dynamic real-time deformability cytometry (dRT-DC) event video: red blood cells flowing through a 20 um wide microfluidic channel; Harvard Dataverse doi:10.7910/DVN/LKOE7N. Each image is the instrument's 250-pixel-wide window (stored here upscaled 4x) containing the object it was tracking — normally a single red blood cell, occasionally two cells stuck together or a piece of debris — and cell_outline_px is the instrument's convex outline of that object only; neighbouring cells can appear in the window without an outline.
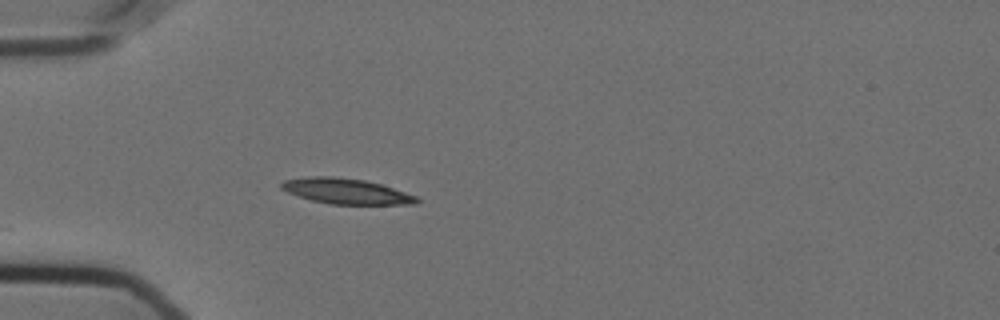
{"species": "Egyptian fruit bat (a non-hibernating species)", "species_latin": "Rousettus aegyptiacus", "temperature_condition": "cold", "stored_images_in_passage": 28, "camera_frame_rate_fps": 3000, "um_per_image_px": 0.085, "animal": {"sex": "female"}, "frame": {"image": 1, "passage_image": 1, "time_ms": 0.0, "image_size_px": [1000, 320], "cell_outline_px": [[420, 200], [416, 204], [332, 204], [312, 200], [288, 192], [280, 188], [280, 184], [284, 180], [308, 176], [332, 176], [364, 180], [380, 184], [416, 196]], "centroid_in_image_um": [29.4, 16.24], "position_along_channel_um": 55.6, "area_um2": 19.83}}
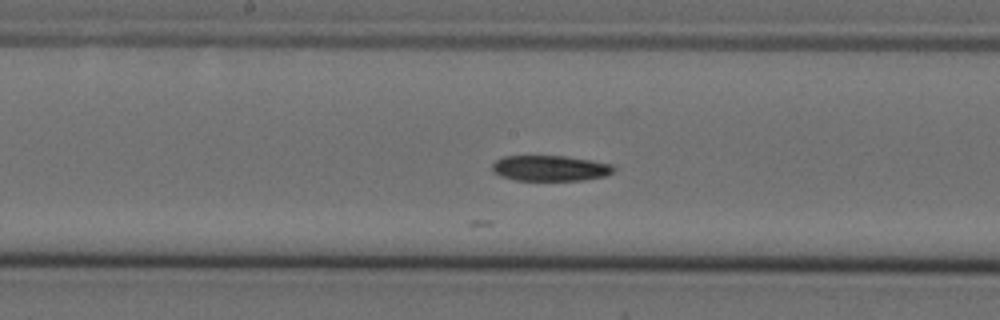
{"frame": {"image": 2, "passage_image": 14, "time_ms": 4.333, "image_size_px": [1000, 320], "cell_outline_px": [[616, 168], [612, 172], [604, 176], [584, 180], [516, 180], [500, 176], [492, 172], [492, 164], [496, 160], [504, 156], [564, 156], [592, 160], [612, 164]], "centroid_in_image_um": [46.75, 14.29], "position_along_channel_um": 201.4, "area_um2": 18.15}}
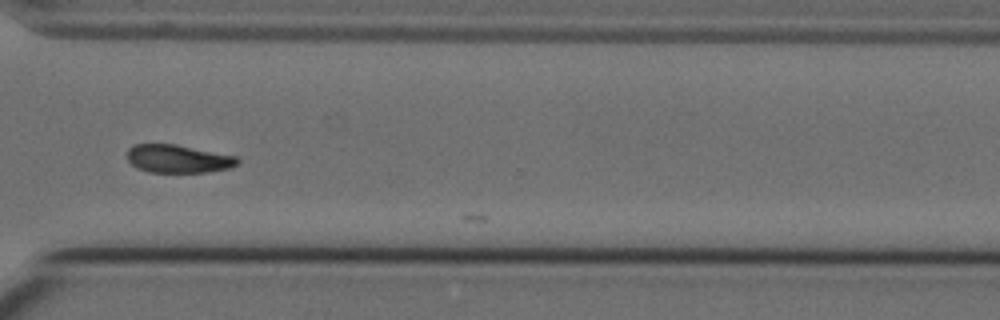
{"frame": {"image": 3, "passage_image": 27, "time_ms": 8.667, "image_size_px": [1000, 320], "cell_outline_px": [[240, 160], [236, 164], [228, 168], [208, 172], [148, 172], [136, 168], [128, 160], [128, 148], [132, 144], [176, 144], [236, 156]], "centroid_in_image_um": [15.11, 13.49], "position_along_channel_um": 355.5, "area_um2": 18.03}}